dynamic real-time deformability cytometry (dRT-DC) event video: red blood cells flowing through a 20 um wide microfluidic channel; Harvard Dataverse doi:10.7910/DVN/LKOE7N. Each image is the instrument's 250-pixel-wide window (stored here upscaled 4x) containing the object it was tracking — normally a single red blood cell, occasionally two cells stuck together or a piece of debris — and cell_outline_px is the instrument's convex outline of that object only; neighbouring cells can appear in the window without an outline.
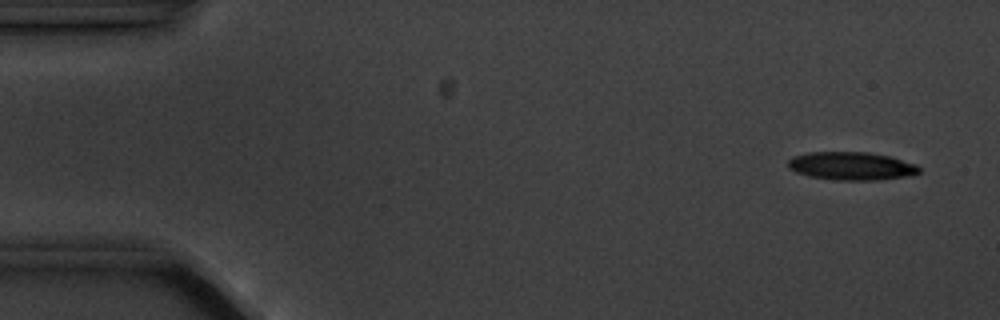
{"species": "common noctule bat (a hibernating species)", "species_latin": "Nyctalus noctula", "temperature_condition": "cold", "stored_images_in_passage": 4, "camera_frame_rate_fps": 3000, "um_per_image_px": 0.085, "animal": {"sex": "male", "body_mass_g": 20.1, "forearm_length_mm": 53.5}, "frame": {"image": 1, "passage_image": 1, "time_ms": 0.0, "image_size_px": [1000, 320], "cell_outline_px": [[920, 172], [912, 176], [876, 180], [836, 180], [808, 176], [796, 172], [788, 168], [788, 160], [792, 156], [808, 152], [868, 152], [888, 156], [916, 164], [920, 168]], "centroid_in_image_um": [72.36, 14.11], "position_along_channel_um": 12.6, "area_um2": 21.62}}